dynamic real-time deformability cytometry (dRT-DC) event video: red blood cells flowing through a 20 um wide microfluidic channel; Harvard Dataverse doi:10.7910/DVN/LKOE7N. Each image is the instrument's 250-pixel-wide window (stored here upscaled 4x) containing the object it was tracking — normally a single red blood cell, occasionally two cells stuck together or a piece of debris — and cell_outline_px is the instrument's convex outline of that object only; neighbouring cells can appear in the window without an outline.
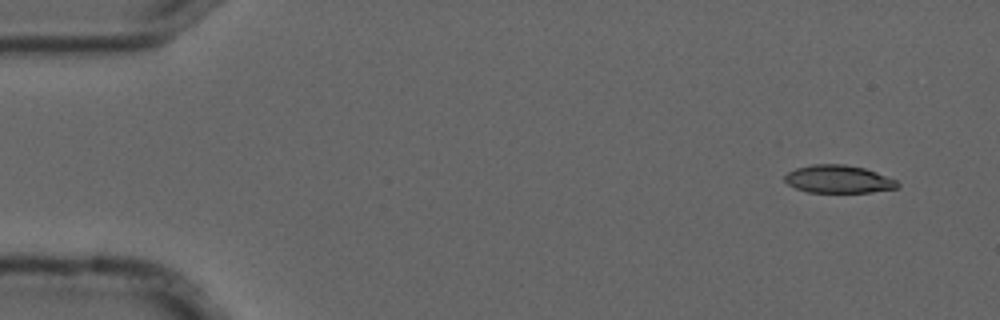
{"species": "common noctule bat (a hibernating species)", "species_latin": "Nyctalus noctula", "temperature_condition": "cold", "stored_images_in_passage": 2, "segment_of_instrument_passage": [2, 2], "camera_frame_rate_fps": 3000, "um_per_image_px": 0.085, "animal": {"sex": "male", "forearm_length_mm": 52.5}, "frame": {"image": 1, "passage_image": 2, "time_ms": 0.333, "image_size_px": [1000, 320], "cell_outline_px": [[900, 184], [896, 188], [872, 192], [808, 192], [796, 188], [788, 184], [784, 180], [784, 176], [788, 172], [796, 168], [812, 164], [844, 164], [864, 168], [876, 172], [896, 180]], "centroid_in_image_um": [71.25, 15.22], "position_along_channel_um": 13.7, "area_um2": 18.21}}